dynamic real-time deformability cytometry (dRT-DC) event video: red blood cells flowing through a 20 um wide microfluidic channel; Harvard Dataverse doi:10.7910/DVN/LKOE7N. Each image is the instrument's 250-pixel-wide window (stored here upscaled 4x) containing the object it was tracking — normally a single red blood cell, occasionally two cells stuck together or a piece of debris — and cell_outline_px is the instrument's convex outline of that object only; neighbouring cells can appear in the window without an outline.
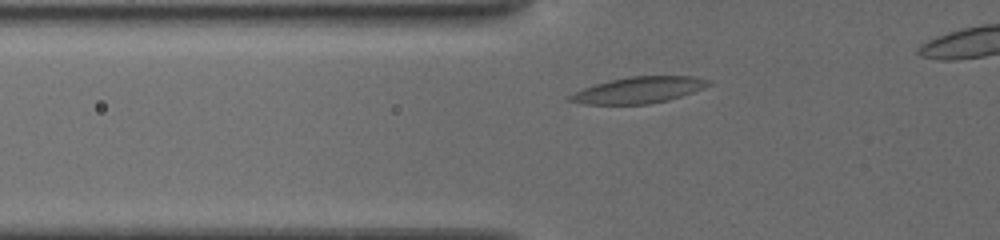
{"species": "common noctule bat (a hibernating species)", "species_latin": "Nyctalus noctula", "temperature_condition": "cold", "stored_images_in_passage": 52, "camera_frame_rate_fps": 3000, "um_per_image_px": 0.085, "animal": {"sex": "female", "body_mass_g": 19.5, "forearm_length_mm": 54.1}, "frame": {"image": 1, "passage_image": 6, "time_ms": 1.333, "image_size_px": [1000, 240], "cell_outline_px": [[712, 84], [704, 88], [668, 100], [648, 104], [580, 104], [564, 100], [568, 96], [584, 88], [608, 80], [628, 76], [692, 76], [712, 80]], "centroid_in_image_um": [54.28, 7.65], "position_along_channel_um": 71.5, "area_um2": 21.33}}
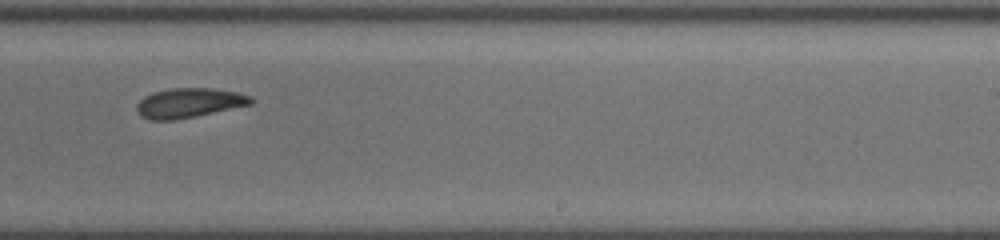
{"frame": {"image": 2, "passage_image": 34, "time_ms": 6.667, "image_size_px": [1000, 240], "cell_outline_px": [[256, 100], [252, 104], [196, 116], [172, 120], [148, 120], [140, 116], [136, 112], [136, 104], [144, 96], [152, 92], [172, 88], [212, 88], [236, 92], [252, 96]], "centroid_in_image_um": [16.05, 8.75], "position_along_channel_um": 272.9, "area_um2": 19.88}}
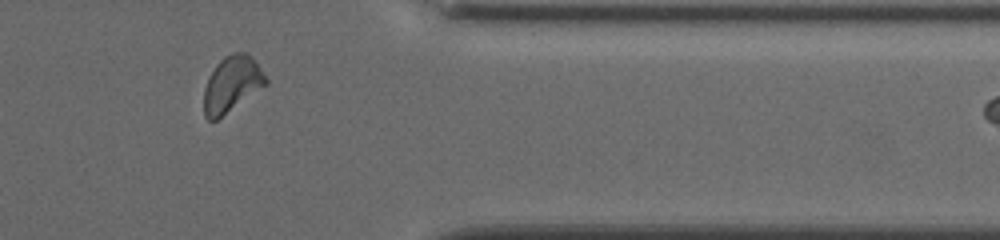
{"frame": {"image": 3, "passage_image": 50, "time_ms": 10.0, "image_size_px": [1000, 240], "cell_outline_px": [[268, 84], [216, 120], [208, 120], [204, 116], [204, 88], [208, 76], [216, 64], [224, 56], [232, 52], [248, 52], [252, 56], [268, 80]], "centroid_in_image_um": [19.7, 7.13], "position_along_channel_um": 391.7, "area_um2": 20.23}}